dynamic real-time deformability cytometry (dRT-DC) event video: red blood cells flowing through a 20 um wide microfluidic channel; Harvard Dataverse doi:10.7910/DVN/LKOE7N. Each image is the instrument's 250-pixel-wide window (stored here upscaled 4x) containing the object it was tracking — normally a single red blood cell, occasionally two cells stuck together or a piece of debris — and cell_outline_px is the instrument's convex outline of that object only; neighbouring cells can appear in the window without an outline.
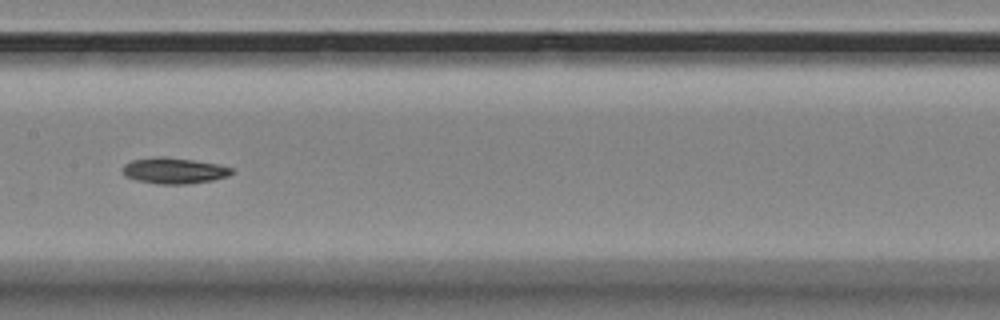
{"species": "Egyptian fruit bat (a non-hibernating species)", "species_latin": "Rousettus aegyptiacus", "temperature_condition": "room temperature", "stored_images_in_passage": 41, "camera_frame_rate_fps": 3000, "um_per_image_px": 0.085, "animal": {"sex": "female"}, "frame": {"image": 1, "passage_image": 12, "time_ms": 3.667, "image_size_px": [1000, 320], "cell_outline_px": [[232, 172], [228, 176], [212, 180], [188, 184], [156, 184], [136, 180], [124, 176], [120, 168], [124, 164], [132, 160], [156, 156], [164, 156], [192, 160], [216, 164], [232, 168]], "centroid_in_image_um": [14.71, 14.51], "position_along_channel_um": 192.7, "area_um2": 16.59}}
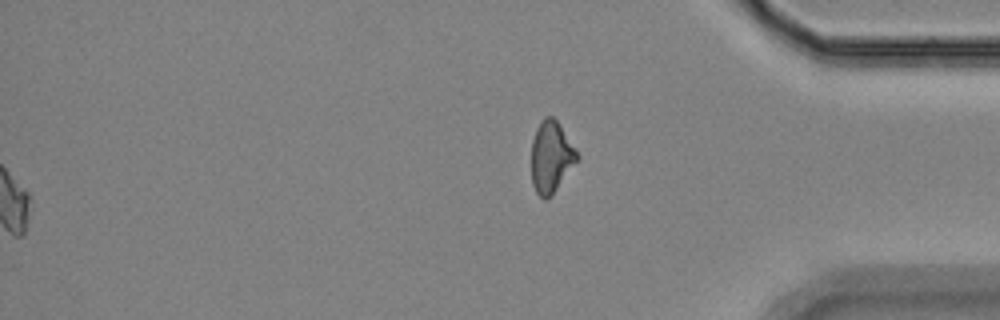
{"frame": {"image": 2, "passage_image": 41, "time_ms": 13.333, "image_size_px": [1000, 320], "cell_outline_px": [[580, 160], [552, 196], [548, 200], [544, 200], [536, 192], [532, 184], [532, 140], [536, 128], [544, 116], [552, 116], [556, 120], [580, 156]], "centroid_in_image_um": [46.86, 13.39], "position_along_channel_um": 388.3, "area_um2": 19.31}, "authors_computed_cell_mechanics": {"area_um2": 16.0106, "velocity_mm_per_s": 3.5346, "shape_relaxation_time_tau1_ms": 7.2629, "shape_relaxation_time_tau2_ms": null, "deformation_change_tau1": 0.1951, "deformation_change_tau2": null}}